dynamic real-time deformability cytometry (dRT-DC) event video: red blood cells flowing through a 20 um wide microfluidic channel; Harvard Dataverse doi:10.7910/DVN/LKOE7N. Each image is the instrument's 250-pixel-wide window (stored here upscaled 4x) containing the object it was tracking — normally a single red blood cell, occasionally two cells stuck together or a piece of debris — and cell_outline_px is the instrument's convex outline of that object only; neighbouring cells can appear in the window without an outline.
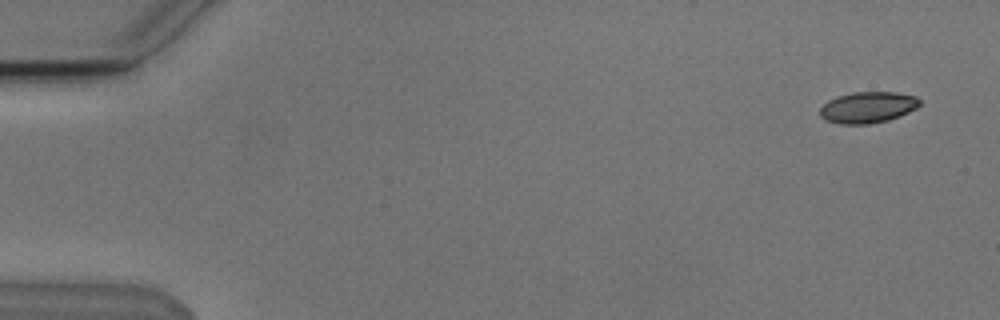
{"species": "Egyptian fruit bat (a non-hibernating species)", "species_latin": "Rousettus aegyptiacus", "temperature_condition": "cold", "stored_images_in_passage": 6, "segment_of_instrument_passage": [1, 2], "camera_frame_rate_fps": 3000, "um_per_image_px": 0.085, "animal": {"sex": "male"}, "frame": {"image": 1, "passage_image": 1, "time_ms": 0.0, "image_size_px": [1000, 320], "cell_outline_px": [[920, 104], [916, 108], [908, 112], [888, 120], [868, 124], [840, 124], [824, 120], [820, 116], [820, 108], [828, 100], [836, 96], [852, 92], [896, 92], [916, 96], [920, 100]], "centroid_in_image_um": [73.73, 9.12], "position_along_channel_um": 11.3, "area_um2": 18.21}}
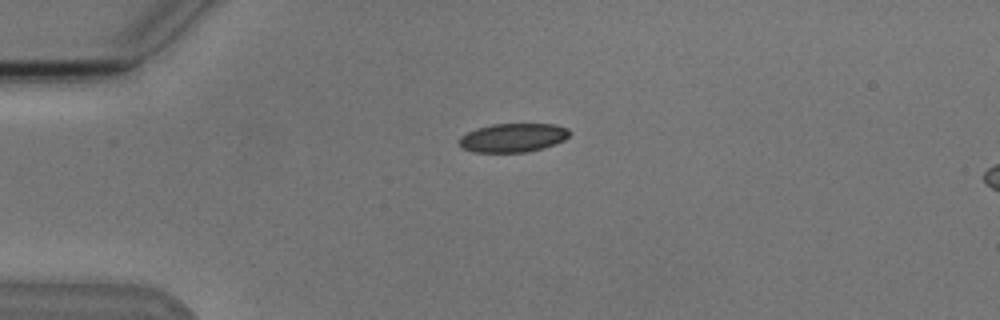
{"frame": {"image": 2, "passage_image": 4, "time_ms": 3.667, "image_size_px": [1000, 320], "cell_outline_px": [[572, 132], [564, 140], [556, 144], [544, 148], [524, 152], [472, 152], [464, 148], [460, 144], [460, 136], [476, 128], [492, 124], [556, 124], [568, 128]], "centroid_in_image_um": [43.64, 11.7], "position_along_channel_um": 41.4, "area_um2": 18.55}}